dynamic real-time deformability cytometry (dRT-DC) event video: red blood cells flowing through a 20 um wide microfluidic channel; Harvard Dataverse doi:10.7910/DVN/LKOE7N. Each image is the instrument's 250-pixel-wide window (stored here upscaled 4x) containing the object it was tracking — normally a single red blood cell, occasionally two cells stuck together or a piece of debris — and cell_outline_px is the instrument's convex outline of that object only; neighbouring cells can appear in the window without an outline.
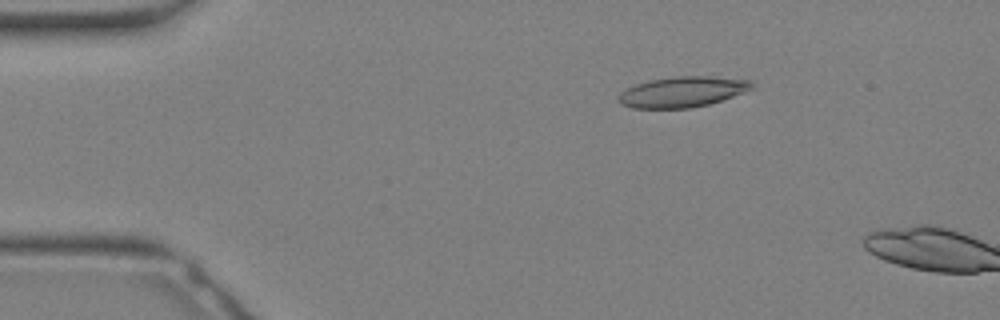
{"species": "Egyptian fruit bat (a non-hibernating species)", "species_latin": "Rousettus aegyptiacus", "temperature_condition": "warm", "stored_images_in_passage": 8, "camera_frame_rate_fps": 3000, "um_per_image_px": 0.085, "animal": {"sex": "female"}, "frame": {"image": 1, "passage_image": 6, "time_ms": 1.667, "image_size_px": [1000, 320], "cell_outline_px": [[756, 88], [708, 104], [692, 108], [632, 108], [616, 100], [616, 96], [624, 88], [636, 84], [652, 80], [676, 76], [712, 76], [748, 80]], "centroid_in_image_um": [57.97, 7.81], "position_along_channel_um": 27.0, "area_um2": 23.7}}